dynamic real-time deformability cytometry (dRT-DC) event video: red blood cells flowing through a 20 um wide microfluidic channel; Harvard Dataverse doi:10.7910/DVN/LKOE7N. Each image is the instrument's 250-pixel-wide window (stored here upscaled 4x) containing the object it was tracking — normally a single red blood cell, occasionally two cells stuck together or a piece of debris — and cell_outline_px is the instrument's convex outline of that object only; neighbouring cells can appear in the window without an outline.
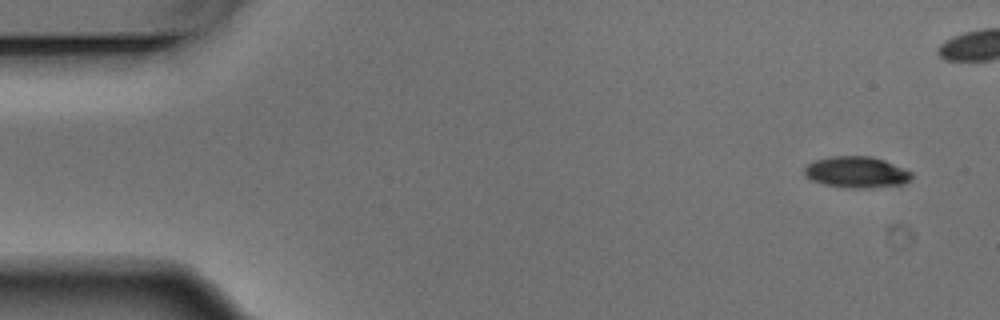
{"species": "Egyptian fruit bat (a non-hibernating species)", "species_latin": "Rousettus aegyptiacus", "temperature_condition": "warm", "stored_images_in_passage": 6, "camera_frame_rate_fps": 3000, "um_per_image_px": 0.085, "animal": {"sex": "male"}, "frame": {"image": 1, "passage_image": 1, "time_ms": 0.0, "image_size_px": [1000, 320], "cell_outline_px": [[912, 176], [904, 184], [864, 188], [848, 188], [824, 184], [812, 180], [804, 176], [804, 168], [808, 164], [816, 160], [828, 156], [872, 156], [884, 160], [904, 168], [912, 172]], "centroid_in_image_um": [72.79, 14.63], "position_along_channel_um": 12.2, "area_um2": 19.54}}
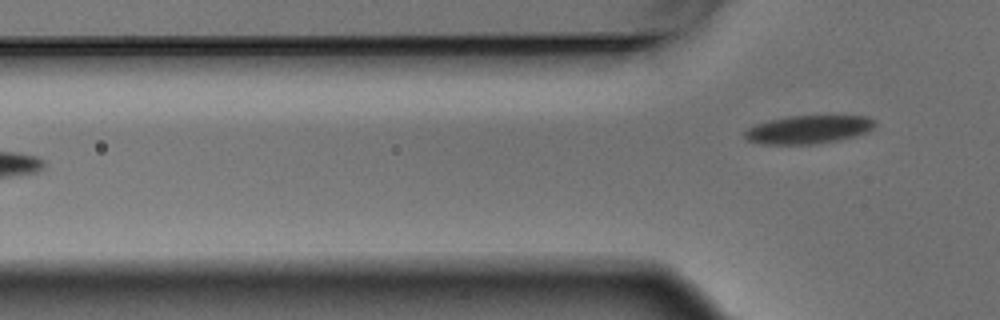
{"frame": {"image": 2, "passage_image": 6, "time_ms": 1.667, "image_size_px": [1000, 320], "cell_outline_px": [[876, 124], [872, 128], [864, 132], [852, 136], [836, 140], [812, 144], [760, 144], [748, 140], [744, 136], [744, 132], [748, 128], [756, 124], [768, 120], [788, 116], [868, 116]], "centroid_in_image_um": [68.64, 11.0], "position_along_channel_um": 57.2, "area_um2": 21.1}}